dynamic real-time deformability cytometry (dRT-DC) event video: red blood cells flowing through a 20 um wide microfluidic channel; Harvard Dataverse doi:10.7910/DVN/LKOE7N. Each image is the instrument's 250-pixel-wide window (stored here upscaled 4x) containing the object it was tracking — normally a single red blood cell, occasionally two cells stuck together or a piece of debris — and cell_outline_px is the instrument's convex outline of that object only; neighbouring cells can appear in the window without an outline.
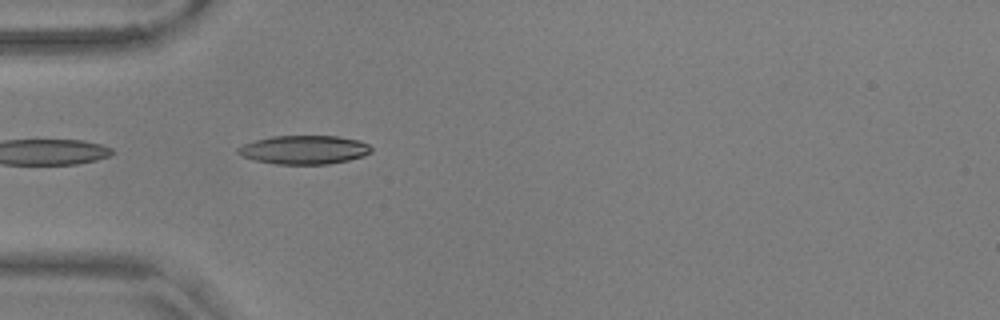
{"species": "common noctule bat (a hibernating species)", "species_latin": "Nyctalus noctula", "temperature_condition": "warm", "stored_images_in_passage": 23, "camera_frame_rate_fps": 3000, "um_per_image_px": 0.085, "animal": {"sex": "male", "body_mass_g": 17.9, "forearm_length_mm": 54.2}, "frame": {"image": 1, "passage_image": 1, "time_ms": 0.0, "image_size_px": [1000, 320], "cell_outline_px": [[372, 152], [364, 156], [348, 160], [328, 164], [276, 164], [256, 160], [244, 156], [236, 152], [236, 148], [244, 144], [256, 140], [272, 136], [336, 136], [360, 140], [368, 144], [372, 148]], "centroid_in_image_um": [25.88, 12.73], "position_along_channel_um": 59.1, "area_um2": 22.25}}